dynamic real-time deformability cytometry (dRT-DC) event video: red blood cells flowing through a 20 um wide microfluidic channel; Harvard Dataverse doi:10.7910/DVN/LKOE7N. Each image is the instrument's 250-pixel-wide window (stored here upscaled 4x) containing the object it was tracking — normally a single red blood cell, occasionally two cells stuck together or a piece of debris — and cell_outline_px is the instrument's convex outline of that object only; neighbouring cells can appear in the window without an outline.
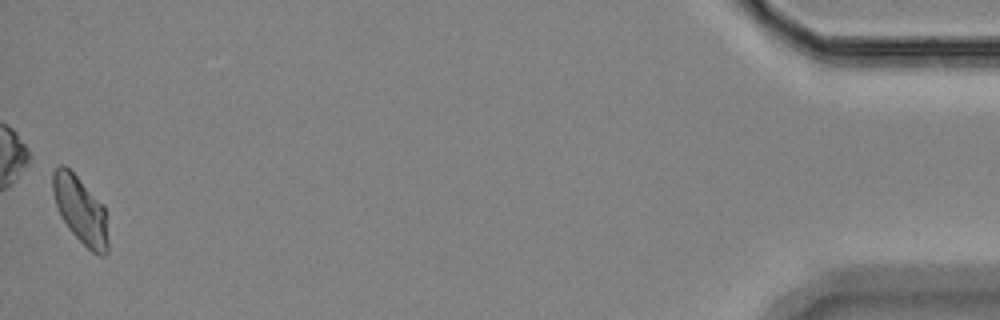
{"species": "Egyptian fruit bat (a non-hibernating species)", "species_latin": "Rousettus aegyptiacus", "temperature_condition": "room temperature", "stored_images_in_passage": 41, "camera_frame_rate_fps": 3000, "um_per_image_px": 0.085, "animal": {"sex": "female"}, "frame": {"image": 1, "passage_image": 41, "time_ms": 13.333, "image_size_px": [1000, 320], "cell_outline_px": [[108, 252], [104, 256], [100, 256], [92, 252], [68, 228], [60, 216], [52, 192], [52, 172], [60, 164], [64, 164], [104, 204], [108, 240]], "centroid_in_image_um": [6.84, 17.86], "position_along_channel_um": 428.4, "area_um2": 21.62}, "authors_computed_cell_mechanics": {"area_um2": 22.0218, "velocity_mm_per_s": 3.503, "shape_relaxation_time_tau1_ms": null, "shape_relaxation_time_tau2_ms": 3.062, "deformation_change_tau1": null, "deformation_change_tau2": 0.0733}}